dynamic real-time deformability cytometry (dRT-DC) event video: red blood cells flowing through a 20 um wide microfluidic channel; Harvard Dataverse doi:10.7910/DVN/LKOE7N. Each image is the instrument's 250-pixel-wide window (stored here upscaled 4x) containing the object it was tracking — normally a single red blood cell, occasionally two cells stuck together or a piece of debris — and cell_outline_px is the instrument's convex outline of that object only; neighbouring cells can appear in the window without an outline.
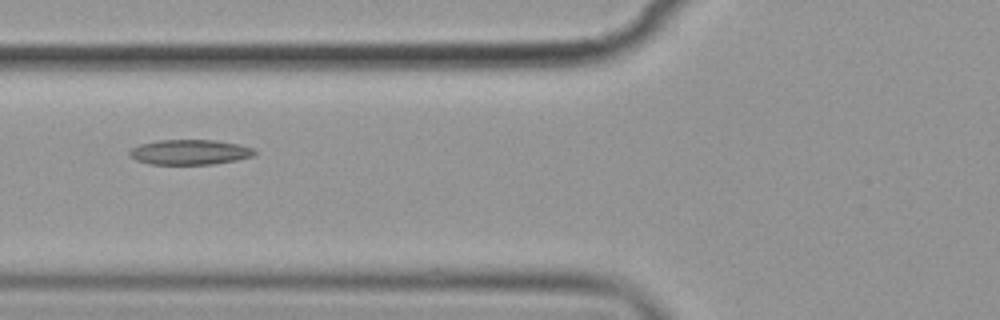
{"species": "common noctule bat (a hibernating species)", "species_latin": "Nyctalus noctula", "temperature_condition": "cold", "stored_images_in_passage": 5, "camera_frame_rate_fps": 3000, "um_per_image_px": 0.085, "animal": {"sex": "female", "body_mass_g": 19.9}, "frame": {"image": 1, "passage_image": 4, "time_ms": 3.667, "image_size_px": [1000, 320], "cell_outline_px": [[256, 156], [236, 160], [212, 164], [148, 164], [136, 160], [128, 156], [128, 152], [132, 148], [140, 144], [156, 140], [216, 140], [240, 144], [252, 148], [256, 152]], "centroid_in_image_um": [16.13, 12.93], "position_along_channel_um": 109.7, "area_um2": 18.44}}
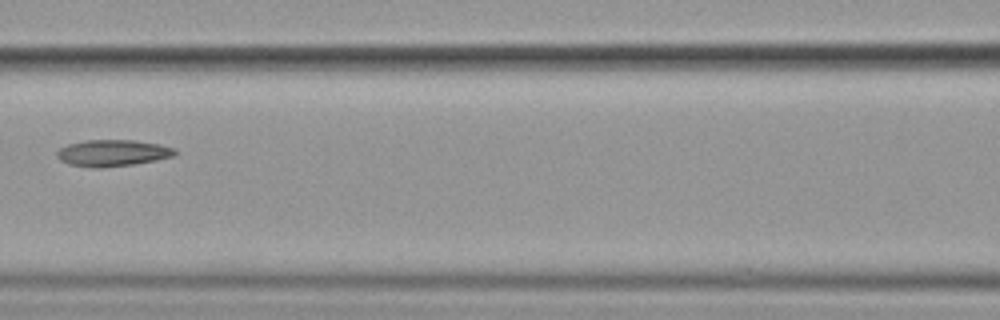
{"frame": {"image": 2, "passage_image": 5, "time_ms": 5.0, "image_size_px": [1000, 320], "cell_outline_px": [[176, 156], [156, 160], [132, 164], [100, 168], [92, 168], [68, 164], [60, 160], [56, 156], [56, 152], [60, 148], [68, 144], [84, 140], [132, 140], [160, 144], [176, 148]], "centroid_in_image_um": [9.57, 13.0], "position_along_channel_um": 157.0, "area_um2": 18.38}}